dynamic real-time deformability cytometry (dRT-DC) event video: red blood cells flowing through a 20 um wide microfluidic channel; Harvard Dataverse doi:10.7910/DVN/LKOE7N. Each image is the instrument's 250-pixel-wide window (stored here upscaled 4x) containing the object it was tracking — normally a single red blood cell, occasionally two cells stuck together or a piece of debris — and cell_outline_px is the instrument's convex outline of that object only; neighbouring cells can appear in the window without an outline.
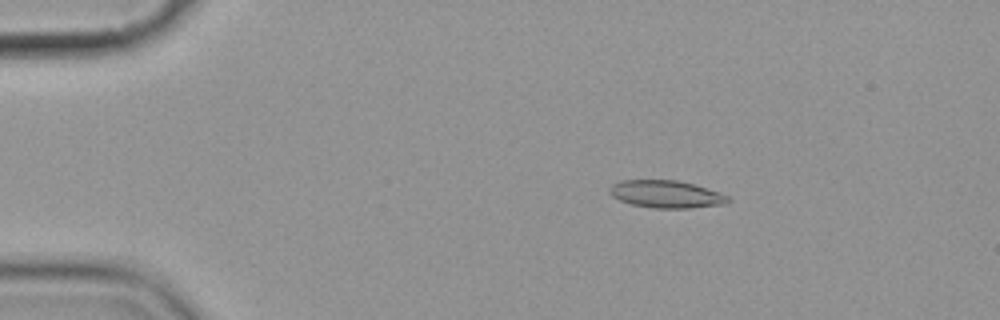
{"species": "common noctule bat (a hibernating species)", "species_latin": "Nyctalus noctula", "temperature_condition": "cold", "stored_images_in_passage": 4, "camera_frame_rate_fps": 3000, "um_per_image_px": 0.085, "animal": {"sex": "female", "body_mass_g": 19.9}, "frame": {"image": 1, "passage_image": 1, "time_ms": 0.0, "image_size_px": [1000, 320], "cell_outline_px": [[732, 200], [728, 204], [692, 208], [652, 208], [632, 204], [620, 200], [612, 196], [608, 192], [608, 188], [612, 184], [620, 180], [676, 180], [692, 184], [720, 192], [728, 196]], "centroid_in_image_um": [56.64, 16.51], "position_along_channel_um": 28.4, "area_um2": 19.13}}